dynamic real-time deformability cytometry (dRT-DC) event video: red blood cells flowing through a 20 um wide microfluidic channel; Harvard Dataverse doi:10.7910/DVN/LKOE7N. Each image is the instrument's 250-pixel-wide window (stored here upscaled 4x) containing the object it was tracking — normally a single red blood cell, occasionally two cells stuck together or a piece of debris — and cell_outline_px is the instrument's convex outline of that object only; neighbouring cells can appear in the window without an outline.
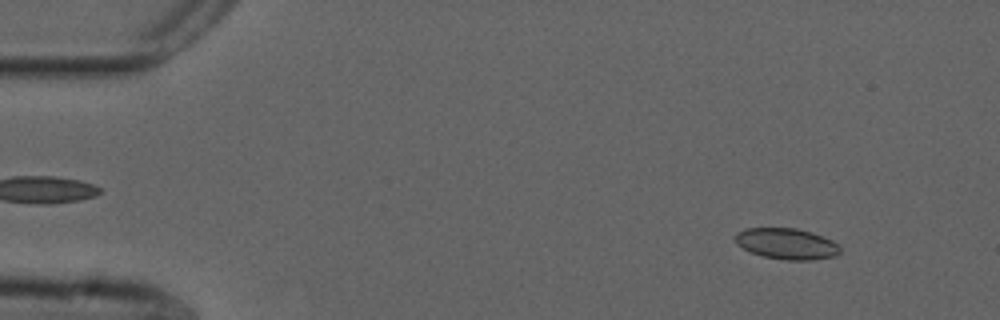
{"species": "common noctule bat (a hibernating species)", "species_latin": "Nyctalus noctula", "temperature_condition": "cold", "stored_images_in_passage": 54, "camera_frame_rate_fps": 3000, "um_per_image_px": 0.085, "animal": {"sex": "male", "forearm_length_mm": 52.5}, "frame": {"image": 1, "passage_image": 5, "time_ms": 1.333, "image_size_px": [1000, 320], "cell_outline_px": [[840, 252], [836, 256], [812, 260], [784, 260], [764, 256], [752, 252], [744, 248], [736, 240], [736, 232], [744, 228], [796, 228], [812, 232], [832, 240], [840, 248]], "centroid_in_image_um": [66.9, 20.71], "position_along_channel_um": 18.1, "area_um2": 18.79}}
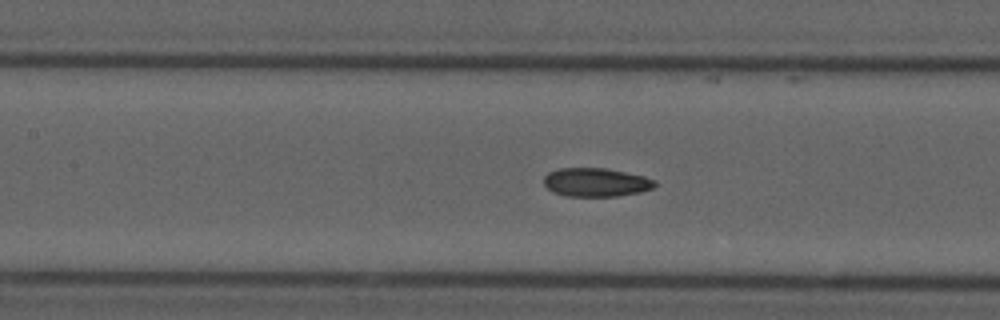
{"frame": {"image": 2, "passage_image": 24, "time_ms": 7.667, "image_size_px": [1000, 320], "cell_outline_px": [[656, 184], [652, 188], [640, 192], [616, 196], [564, 196], [552, 192], [544, 184], [544, 176], [548, 172], [560, 168], [604, 168], [644, 176], [656, 180]], "centroid_in_image_um": [50.63, 15.5], "position_along_channel_um": 156.8, "area_um2": 18.5}}
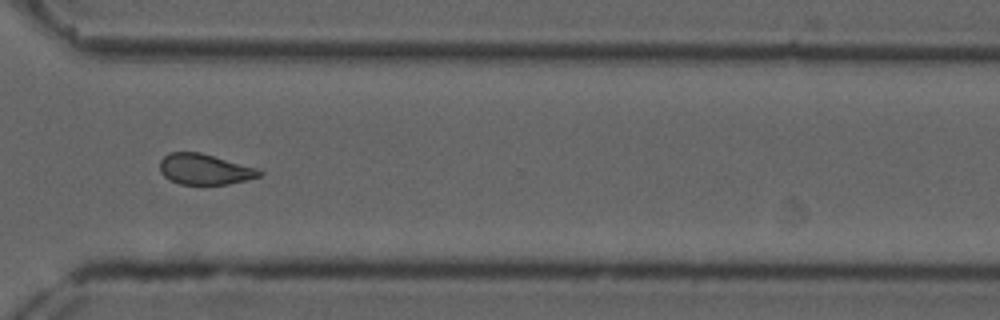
{"frame": {"image": 3, "passage_image": 40, "time_ms": 13.0, "image_size_px": [1000, 320], "cell_outline_px": [[264, 172], [260, 176], [228, 184], [180, 184], [168, 180], [160, 172], [160, 160], [168, 152], [200, 152], [260, 168]], "centroid_in_image_um": [17.4, 14.38], "position_along_channel_um": 353.2, "area_um2": 17.98}}